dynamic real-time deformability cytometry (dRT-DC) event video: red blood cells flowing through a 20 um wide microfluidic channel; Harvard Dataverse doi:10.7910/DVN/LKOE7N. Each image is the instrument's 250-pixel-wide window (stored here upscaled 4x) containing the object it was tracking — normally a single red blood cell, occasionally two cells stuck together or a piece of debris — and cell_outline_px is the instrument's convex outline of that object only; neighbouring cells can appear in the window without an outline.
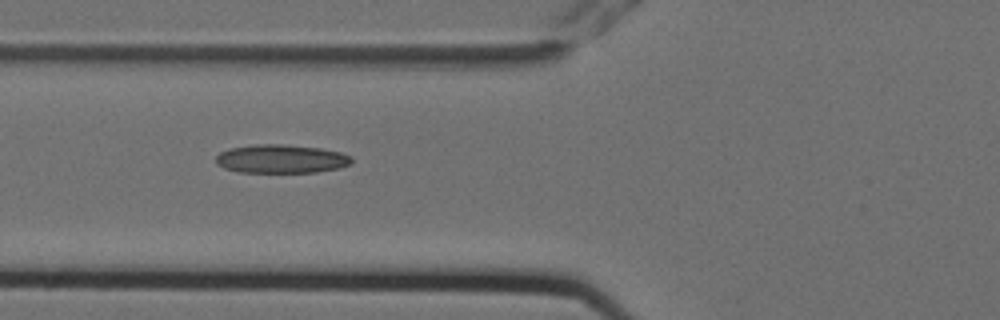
{"species": "Egyptian fruit bat (a non-hibernating species)", "species_latin": "Rousettus aegyptiacus", "temperature_condition": "cold", "stored_images_in_passage": 11, "camera_frame_rate_fps": 3000, "um_per_image_px": 0.085, "animal": {"sex": "female"}, "frame": {"image": 1, "passage_image": 7, "time_ms": 2.0, "image_size_px": [1000, 320], "cell_outline_px": [[352, 164], [340, 168], [316, 172], [236, 172], [224, 168], [216, 164], [216, 156], [220, 152], [232, 148], [256, 144], [284, 144], [320, 148], [340, 152], [352, 156]], "centroid_in_image_um": [23.92, 13.51], "position_along_channel_um": 101.9, "area_um2": 22.72}}
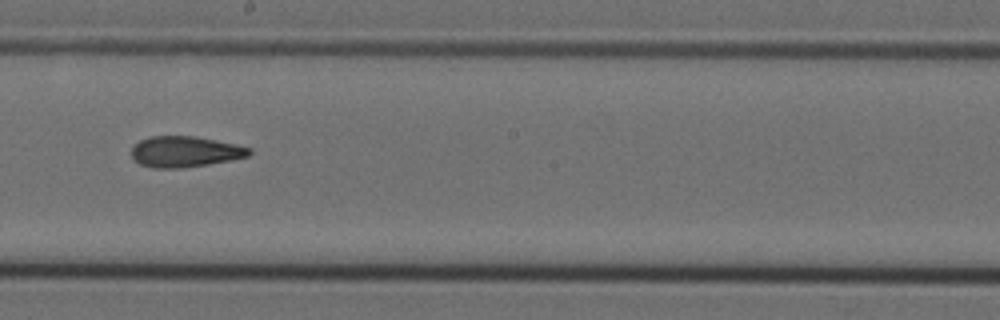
{"frame": {"image": 2, "passage_image": 10, "time_ms": 3.0, "image_size_px": [1000, 320], "cell_outline_px": [[252, 152], [248, 156], [232, 160], [208, 164], [180, 168], [152, 168], [140, 164], [132, 160], [132, 148], [140, 140], [152, 136], [196, 136], [236, 144], [252, 148]], "centroid_in_image_um": [15.73, 12.89], "position_along_channel_um": 232.5, "area_um2": 21.27}}
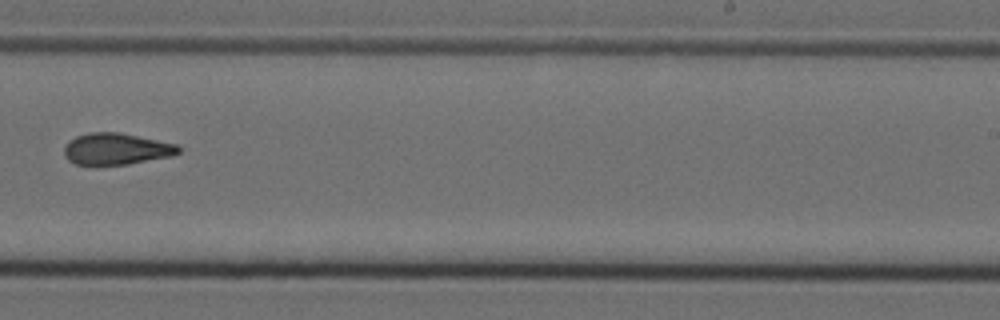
{"frame": {"image": 3, "passage_image": 11, "time_ms": 3.333, "image_size_px": [1000, 320], "cell_outline_px": [[180, 152], [172, 156], [128, 164], [76, 164], [68, 160], [64, 156], [64, 148], [68, 140], [76, 136], [88, 132], [120, 132], [176, 144], [180, 148]], "centroid_in_image_um": [9.86, 12.64], "position_along_channel_um": 279.1, "area_um2": 20.98}}